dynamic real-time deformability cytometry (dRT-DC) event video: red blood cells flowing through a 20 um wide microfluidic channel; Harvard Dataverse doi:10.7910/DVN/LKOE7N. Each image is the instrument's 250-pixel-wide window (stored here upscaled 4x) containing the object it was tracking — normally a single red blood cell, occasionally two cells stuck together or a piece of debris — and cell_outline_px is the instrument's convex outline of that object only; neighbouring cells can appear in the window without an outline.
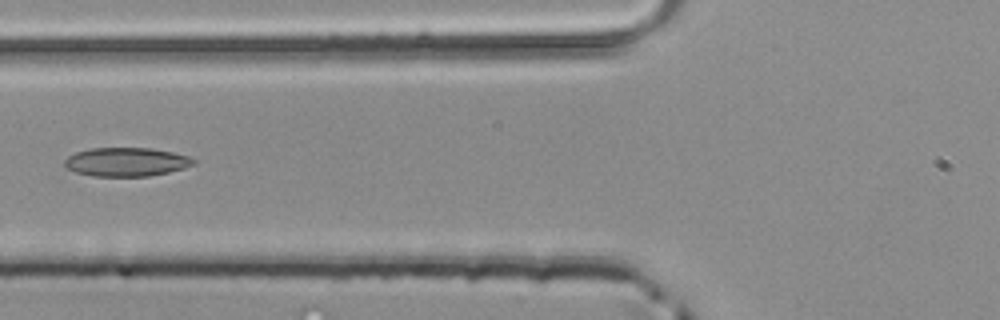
{"species": "common noctule bat (a hibernating species)", "species_latin": "Nyctalus noctula", "temperature_condition": "room temperature", "stored_images_in_passage": 45, "camera_frame_rate_fps": 3000, "um_per_image_px": 0.085, "animal": {"sex": "male", "body_mass_g": 20.4}, "frame": {"image": 1, "passage_image": 16, "time_ms": 5.0, "image_size_px": [1000, 320], "cell_outline_px": [[196, 164], [184, 168], [168, 172], [148, 176], [92, 176], [76, 172], [68, 168], [64, 164], [64, 160], [68, 156], [76, 152], [92, 148], [152, 148], [172, 152], [188, 156], [196, 160]], "centroid_in_image_um": [10.75, 13.76], "position_along_channel_um": 115.0, "area_um2": 21.56}}
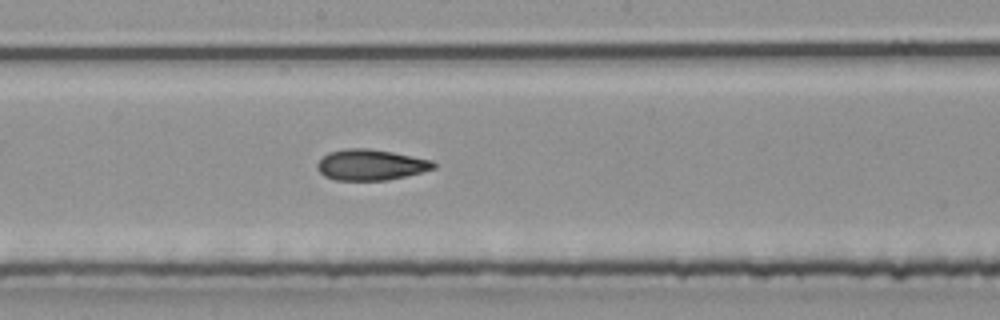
{"frame": {"image": 2, "passage_image": 23, "time_ms": 7.333, "image_size_px": [1000, 320], "cell_outline_px": [[436, 168], [388, 180], [336, 180], [324, 176], [316, 168], [316, 164], [328, 152], [344, 148], [368, 148], [392, 152], [432, 160], [436, 164]], "centroid_in_image_um": [31.49, 14.0], "position_along_channel_um": 216.7, "area_um2": 20.87}}
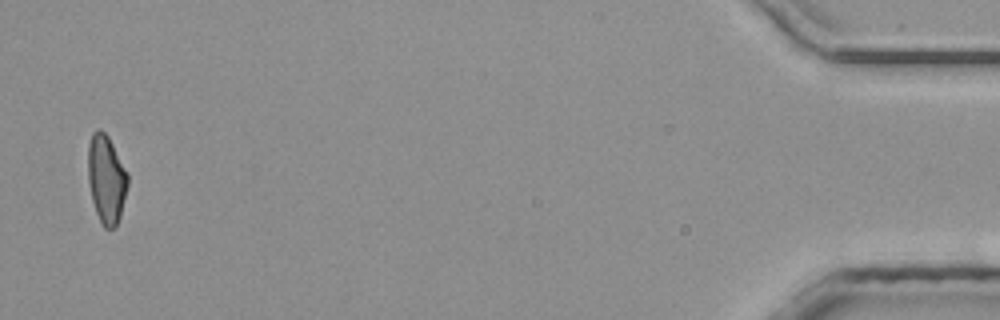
{"frame": {"image": 3, "passage_image": 44, "time_ms": 14.333, "image_size_px": [1000, 320], "cell_outline_px": [[128, 184], [120, 216], [116, 228], [104, 228], [96, 212], [92, 200], [88, 180], [88, 144], [92, 132], [100, 128], [108, 136], [128, 176]], "centroid_in_image_um": [9.02, 15.23], "position_along_channel_um": 426.2, "area_um2": 20.23}}